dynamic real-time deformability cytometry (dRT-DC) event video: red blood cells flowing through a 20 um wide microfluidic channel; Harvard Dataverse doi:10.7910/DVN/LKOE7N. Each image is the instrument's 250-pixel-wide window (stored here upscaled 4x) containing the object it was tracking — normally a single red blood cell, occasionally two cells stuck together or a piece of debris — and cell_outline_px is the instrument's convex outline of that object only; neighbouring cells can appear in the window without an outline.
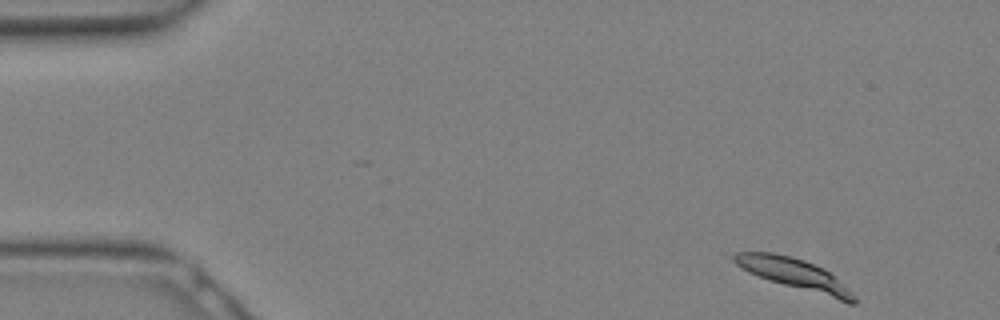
{"species": "Egyptian fruit bat (a non-hibernating species)", "species_latin": "Rousettus aegyptiacus", "temperature_condition": "warm", "stored_images_in_passage": 6, "segment_of_instrument_passage": [1, 2], "camera_frame_rate_fps": 3000, "um_per_image_px": 0.085, "animal": {"sex": "female"}, "frame": {"image": 1, "passage_image": 1, "time_ms": 0.0, "image_size_px": [1000, 320], "cell_outline_px": [[856, 304], [848, 304], [768, 280], [748, 272], [736, 264], [732, 260], [732, 256], [736, 252], [772, 252], [804, 260], [824, 268], [848, 288], [856, 296]], "centroid_in_image_um": [67.55, 23.33], "position_along_channel_um": 17.4, "area_um2": 21.73}}